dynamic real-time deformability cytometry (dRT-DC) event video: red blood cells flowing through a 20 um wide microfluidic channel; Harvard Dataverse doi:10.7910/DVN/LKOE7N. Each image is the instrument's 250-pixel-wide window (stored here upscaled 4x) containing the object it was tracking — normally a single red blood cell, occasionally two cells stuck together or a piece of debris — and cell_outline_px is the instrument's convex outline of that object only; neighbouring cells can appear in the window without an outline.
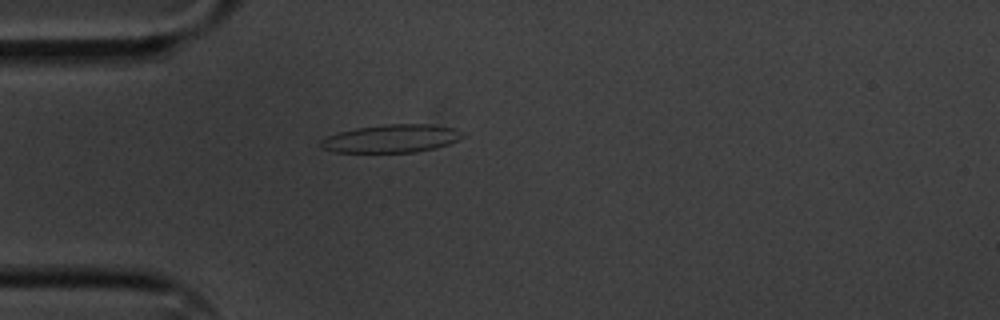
{"species": "common noctule bat (a hibernating species)", "species_latin": "Nyctalus noctula", "temperature_condition": "cold", "stored_images_in_passage": 6, "camera_frame_rate_fps": 3000, "um_per_image_px": 0.085, "animal": {"sex": "male", "body_mass_g": 20.1, "forearm_length_mm": 53.5}, "frame": {"image": 1, "passage_image": 3, "time_ms": 2.333, "image_size_px": [1000, 320], "cell_outline_px": [[464, 136], [448, 144], [436, 148], [416, 152], [332, 152], [320, 148], [320, 140], [328, 136], [340, 132], [356, 128], [388, 124], [432, 124], [456, 128]], "centroid_in_image_um": [33.25, 11.78], "position_along_channel_um": 51.7, "area_um2": 23.12}}
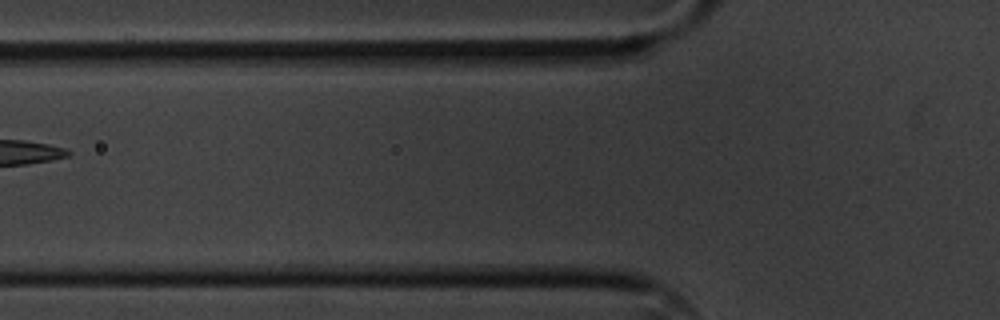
{"frame": {"image": 2, "passage_image": 5, "time_ms": 4.667, "image_size_px": [1000, 320], "cell_outline_px": [[608, 52], [572, 68], [540, 72], [380, 72], [380, 56], [384, 52]], "centroid_in_image_um": [41.01, 5.23], "position_along_channel_um": 84.8, "area_um2": 29.3}}